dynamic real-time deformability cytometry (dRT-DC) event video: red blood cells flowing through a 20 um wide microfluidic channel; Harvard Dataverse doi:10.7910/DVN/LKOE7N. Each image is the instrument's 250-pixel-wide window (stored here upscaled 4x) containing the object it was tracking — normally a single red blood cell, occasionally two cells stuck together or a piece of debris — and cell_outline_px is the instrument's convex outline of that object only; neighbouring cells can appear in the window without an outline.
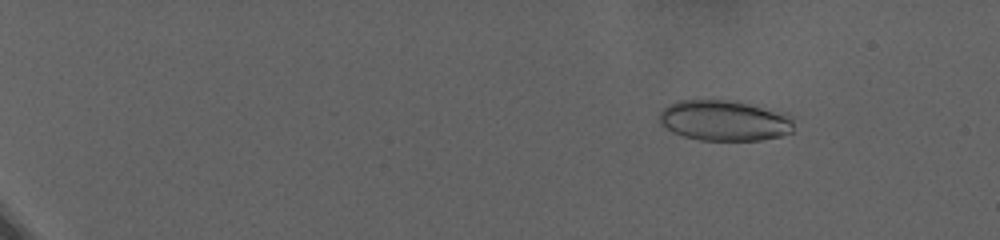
{"species": "human", "species_latin": "Homo sapiens", "temperature_condition": "warm", "stored_images_in_passage": 83, "camera_frame_rate_fps": 3000, "um_per_image_px": 0.085, "donor": {"sex": "female"}, "frame": {"image": 1, "passage_image": 14, "time_ms": 4.333, "image_size_px": [1000, 240], "cell_outline_px": [[792, 132], [780, 136], [760, 140], [700, 140], [684, 136], [672, 132], [660, 124], [660, 112], [668, 104], [680, 100], [736, 100], [784, 112], [792, 120]], "centroid_in_image_um": [61.56, 10.23], "position_along_channel_um": 23.4, "area_um2": 31.91}}
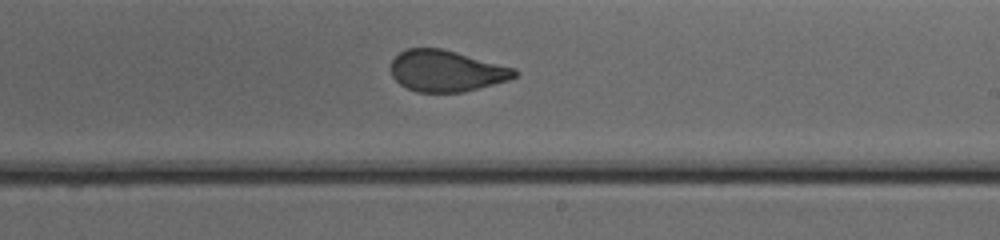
{"frame": {"image": 2, "passage_image": 57, "time_ms": 18.667, "image_size_px": [1000, 240], "cell_outline_px": [[520, 72], [516, 76], [508, 80], [464, 92], [416, 92], [400, 84], [392, 76], [392, 60], [400, 52], [408, 48], [440, 48], [456, 52], [516, 68]], "centroid_in_image_um": [37.96, 6.03], "position_along_channel_um": 251.0, "area_um2": 29.65}}
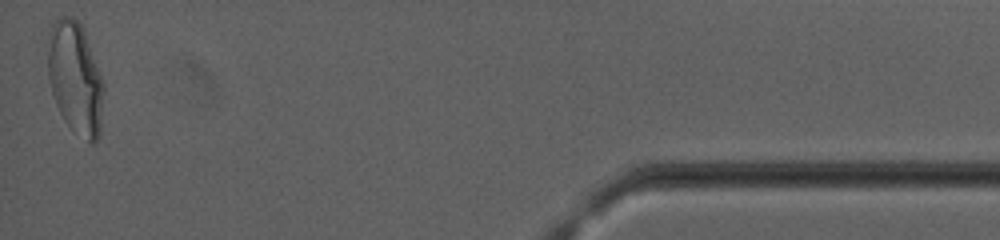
{"frame": {"image": 3, "passage_image": 83, "time_ms": 27.333, "image_size_px": [1000, 240], "cell_outline_px": [[104, 92], [100, 136], [92, 144], [88, 144], [72, 132], [64, 120], [56, 104], [52, 92], [48, 76], [48, 32], [52, 24], [60, 16], [72, 16], [80, 24], [84, 32], [104, 84]], "centroid_in_image_um": [6.4, 6.71], "position_along_channel_um": 428.8, "area_um2": 36.82}}